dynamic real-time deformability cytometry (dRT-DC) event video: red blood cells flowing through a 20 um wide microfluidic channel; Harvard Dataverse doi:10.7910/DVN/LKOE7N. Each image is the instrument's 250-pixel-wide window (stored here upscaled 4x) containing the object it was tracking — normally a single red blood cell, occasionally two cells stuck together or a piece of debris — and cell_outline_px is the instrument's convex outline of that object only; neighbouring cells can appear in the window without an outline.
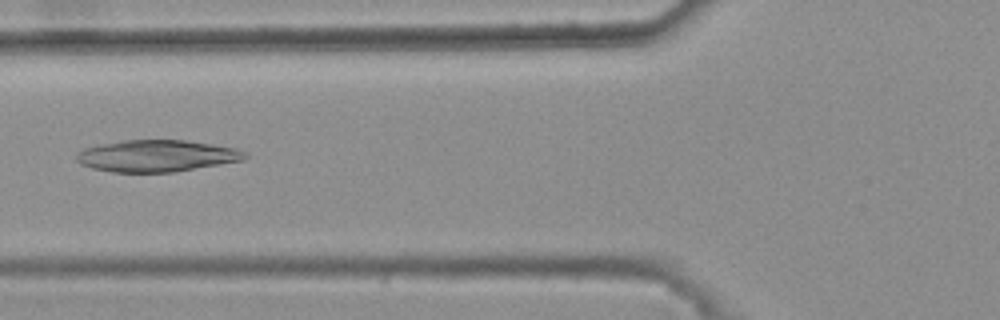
{"species": "common noctule bat (a hibernating species)", "species_latin": "Nyctalus noctula", "temperature_condition": "warm", "stored_images_in_passage": 43, "camera_frame_rate_fps": 3000, "um_per_image_px": 0.085, "animal": {"sex": "female", "body_mass_g": 25.1}, "frame": {"image": 1, "passage_image": 17, "time_ms": 5.333, "image_size_px": [1000, 320], "cell_outline_px": [[248, 156], [244, 160], [172, 172], [112, 172], [92, 168], [80, 164], [76, 160], [76, 152], [84, 148], [100, 144], [124, 140], [184, 140], [212, 144], [236, 148], [248, 152]], "centroid_in_image_um": [13.31, 13.24], "position_along_channel_um": 112.5, "area_um2": 31.21}}
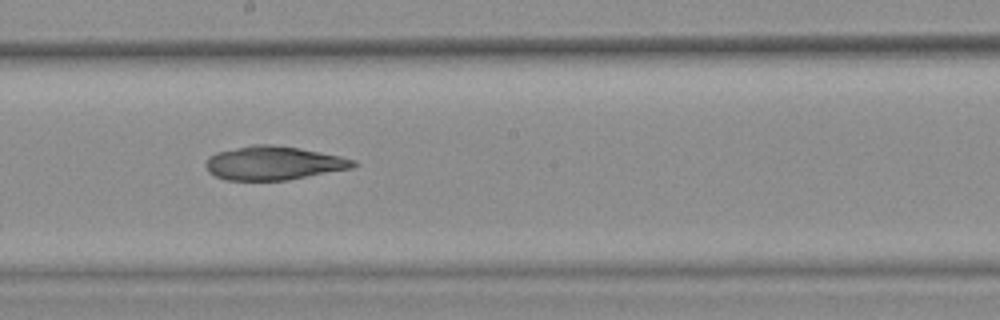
{"frame": {"image": 2, "passage_image": 26, "time_ms": 8.333, "image_size_px": [1000, 320], "cell_outline_px": [[356, 164], [352, 168], [288, 180], [224, 180], [208, 172], [204, 164], [208, 156], [216, 152], [252, 144], [268, 144], [300, 148], [340, 156], [356, 160]], "centroid_in_image_um": [23.21, 13.86], "position_along_channel_um": 225.0, "area_um2": 29.07}}
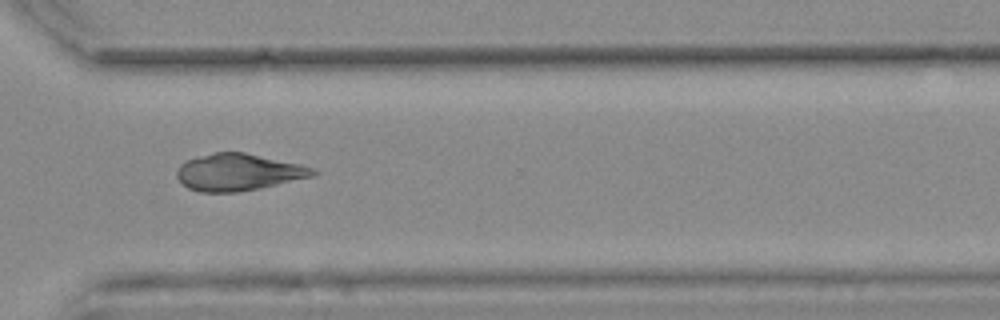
{"frame": {"image": 3, "passage_image": 36, "time_ms": 11.667, "image_size_px": [1000, 320], "cell_outline_px": [[320, 172], [312, 176], [260, 188], [240, 192], [200, 192], [188, 188], [176, 176], [176, 172], [180, 164], [188, 160], [212, 152], [244, 152], [300, 164], [312, 168]], "centroid_in_image_um": [20.25, 14.64], "position_along_channel_um": 350.3, "area_um2": 29.07}, "authors_computed_cell_mechanics": {"area_um2": 29.9404, "velocity_mm_per_s": 3.75, "shape_relaxation_time_tau1_ms": null, "shape_relaxation_time_tau2_ms": 8.6656, "deformation_change_tau1": null, "deformation_change_tau2": 0.1427}}